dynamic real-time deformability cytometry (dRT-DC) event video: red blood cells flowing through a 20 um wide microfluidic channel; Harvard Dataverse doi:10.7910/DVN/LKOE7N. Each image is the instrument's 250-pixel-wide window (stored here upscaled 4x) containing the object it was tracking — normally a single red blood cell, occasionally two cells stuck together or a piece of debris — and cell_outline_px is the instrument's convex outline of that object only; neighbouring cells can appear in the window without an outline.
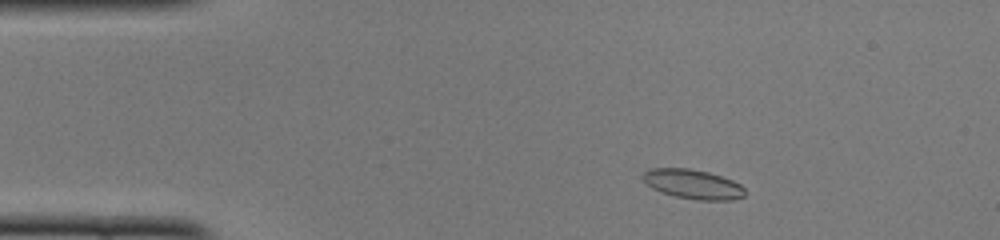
{"species": "common noctule bat (a hibernating species)", "species_latin": "Nyctalus noctula", "temperature_condition": "cold", "stored_images_in_passage": 47, "camera_frame_rate_fps": 3000, "um_per_image_px": 0.085, "animal": {"sex": "female", "body_mass_g": 22.0, "forearm_length_mm": 56.7}, "frame": {"image": 1, "passage_image": 5, "time_ms": 1.333, "image_size_px": [1000, 240], "cell_outline_px": [[744, 196], [732, 200], [700, 200], [676, 196], [660, 192], [652, 188], [640, 176], [644, 172], [652, 168], [688, 168], [708, 172], [732, 180], [740, 184], [744, 188]], "centroid_in_image_um": [58.89, 15.65], "position_along_channel_um": 26.1, "area_um2": 17.4}}
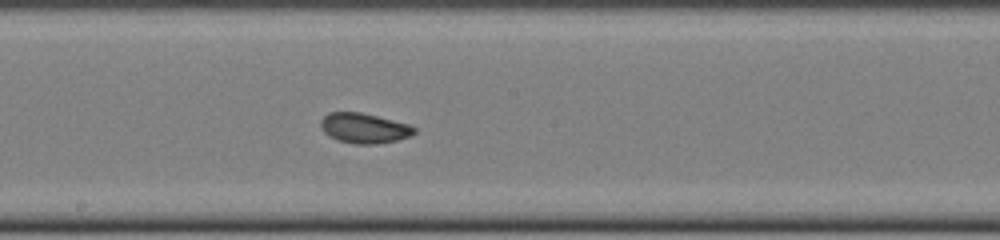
{"frame": {"image": 2, "passage_image": 24, "time_ms": 7.667, "image_size_px": [1000, 240], "cell_outline_px": [[416, 132], [408, 136], [396, 140], [376, 144], [356, 144], [336, 140], [328, 136], [320, 128], [320, 120], [328, 112], [360, 112], [408, 124], [416, 128]], "centroid_in_image_um": [30.89, 10.89], "position_along_channel_um": 217.3, "area_um2": 16.36}}
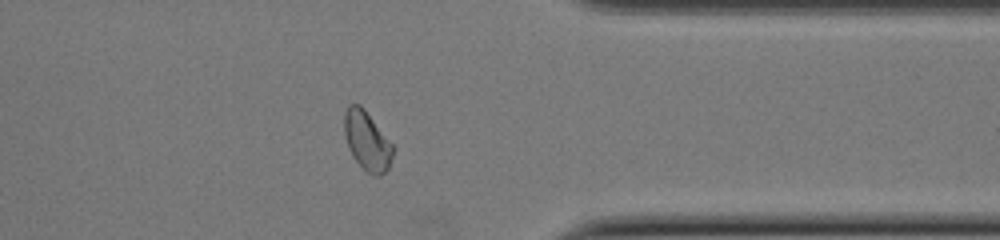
{"frame": {"image": 3, "passage_image": 37, "time_ms": 12.0, "image_size_px": [1000, 240], "cell_outline_px": [[396, 148], [388, 168], [380, 176], [372, 176], [352, 156], [348, 148], [344, 136], [344, 112], [348, 104], [360, 104], [364, 108]], "centroid_in_image_um": [31.2, 11.96], "position_along_channel_um": 380.2, "area_um2": 16.94}, "authors_computed_cell_mechanics": {"area_um2": 16.8198, "velocity_mm_per_s": 3.9744, "shape_relaxation_time_tau1_ms": 4.0372, "shape_relaxation_time_tau2_ms": 1.1439, "deformation_change_tau1": 0.1289, "deformation_change_tau2": 0.0567}}